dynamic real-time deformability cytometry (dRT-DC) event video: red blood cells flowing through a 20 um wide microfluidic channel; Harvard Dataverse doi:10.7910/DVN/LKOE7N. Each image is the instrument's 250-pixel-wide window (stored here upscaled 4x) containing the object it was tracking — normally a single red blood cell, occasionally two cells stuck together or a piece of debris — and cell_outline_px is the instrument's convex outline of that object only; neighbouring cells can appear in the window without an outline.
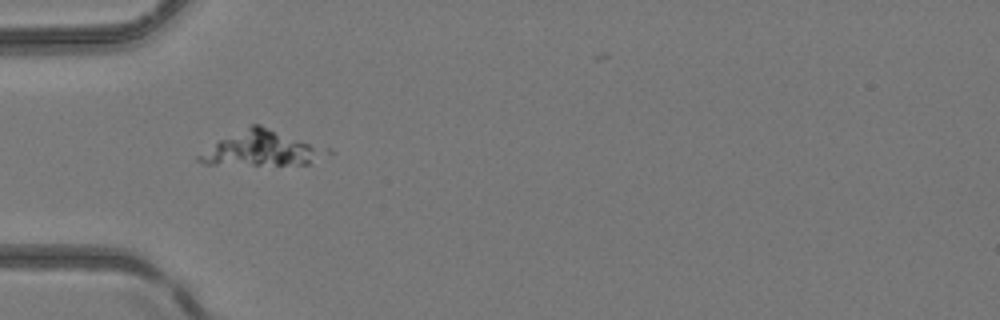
{"species": "common noctule bat (a hibernating species)", "species_latin": "Nyctalus noctula", "temperature_condition": "room temperature", "stored_images_in_passage": 3, "camera_frame_rate_fps": 3000, "um_per_image_px": 0.085, "animal": {"sex": "female", "body_mass_g": 24.6, "forearm_length_mm": 56.2}, "frame": {"image": 1, "passage_image": 1, "time_ms": 0.0, "image_size_px": [1000, 320], "cell_outline_px": [[316, 152], [308, 164], [204, 164], [196, 160], [196, 156], [220, 140], [252, 124], [260, 124], [308, 144], [316, 148]], "centroid_in_image_um": [21.91, 12.63], "position_along_channel_um": 63.1, "area_um2": 23.47}}
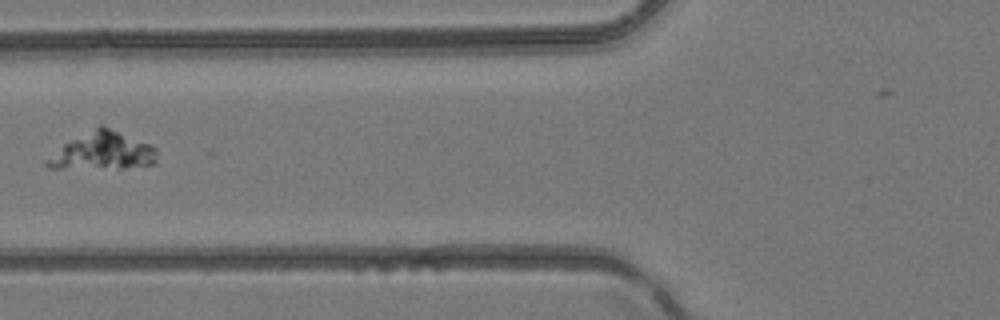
{"frame": {"image": 2, "passage_image": 2, "time_ms": 1.333, "image_size_px": [1000, 320], "cell_outline_px": [[156, 164], [124, 168], [48, 168], [44, 164], [44, 160], [64, 144], [100, 124], [104, 124], [148, 144], [156, 152]], "centroid_in_image_um": [8.7, 12.85], "position_along_channel_um": 117.1, "area_um2": 23.87}}
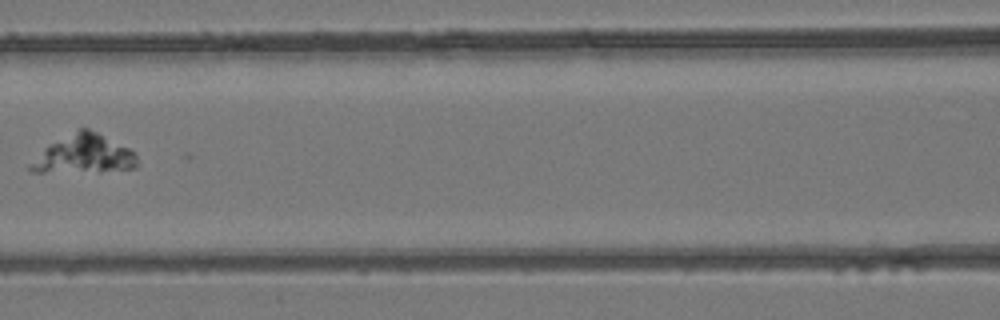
{"frame": {"image": 3, "passage_image": 3, "time_ms": 2.333, "image_size_px": [1000, 320], "cell_outline_px": [[136, 168], [44, 172], [32, 172], [28, 168], [44, 148], [80, 128], [88, 128], [136, 152]], "centroid_in_image_um": [7.14, 13.09], "position_along_channel_um": 159.5, "area_um2": 22.72}}